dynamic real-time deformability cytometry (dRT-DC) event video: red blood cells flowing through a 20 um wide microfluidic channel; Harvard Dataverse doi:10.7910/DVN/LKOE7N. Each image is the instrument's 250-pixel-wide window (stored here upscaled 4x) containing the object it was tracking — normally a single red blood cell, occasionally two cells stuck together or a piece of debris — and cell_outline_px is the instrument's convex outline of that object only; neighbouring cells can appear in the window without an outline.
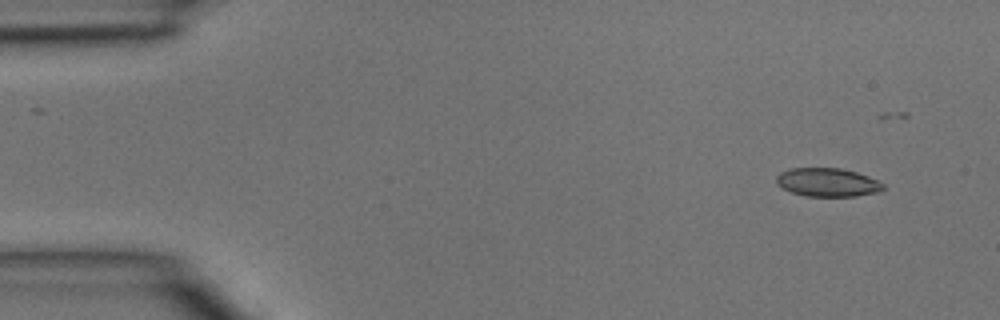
{"species": "common noctule bat (a hibernating species)", "species_latin": "Nyctalus noctula", "temperature_condition": "room temperature", "stored_images_in_passage": 5, "camera_frame_rate_fps": 3000, "um_per_image_px": 0.085, "animal": {"sex": "male", "body_mass_g": 15.6}, "frame": {"image": 1, "passage_image": 1, "time_ms": 0.0, "image_size_px": [1000, 320], "cell_outline_px": [[884, 188], [880, 192], [856, 196], [804, 196], [792, 192], [776, 184], [776, 176], [780, 172], [788, 168], [840, 168], [856, 172], [868, 176], [884, 184]], "centroid_in_image_um": [70.33, 15.5], "position_along_channel_um": 14.7, "area_um2": 17.8}}
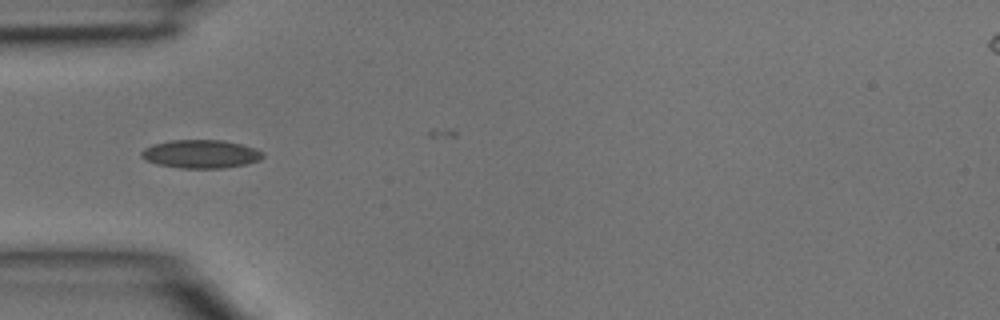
{"frame": {"image": 2, "passage_image": 4, "time_ms": 1.0, "image_size_px": [1000, 320], "cell_outline_px": [[264, 156], [260, 160], [248, 164], [224, 168], [180, 168], [156, 164], [140, 156], [140, 152], [144, 148], [152, 144], [168, 140], [224, 140], [256, 148], [264, 152]], "centroid_in_image_um": [17.08, 13.09], "position_along_channel_um": 67.9, "area_um2": 20.29}}